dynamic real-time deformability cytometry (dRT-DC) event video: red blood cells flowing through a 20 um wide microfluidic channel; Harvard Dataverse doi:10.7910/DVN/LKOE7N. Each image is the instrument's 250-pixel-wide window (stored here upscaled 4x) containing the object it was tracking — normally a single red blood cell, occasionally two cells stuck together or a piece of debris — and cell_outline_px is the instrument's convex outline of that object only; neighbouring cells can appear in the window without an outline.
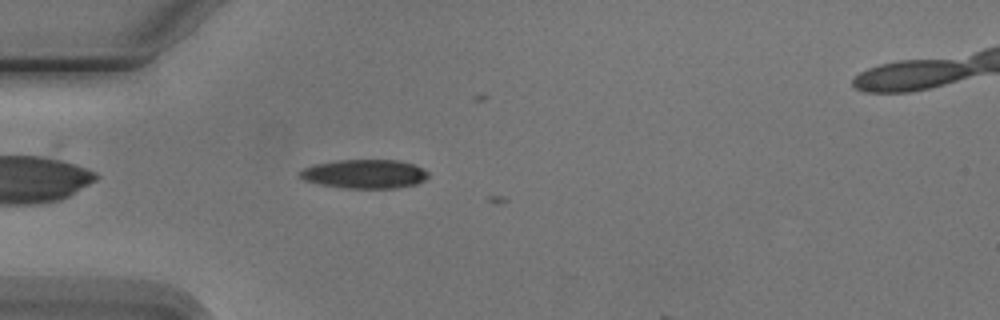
{"species": "Egyptian fruit bat (a non-hibernating species)", "species_latin": "Rousettus aegyptiacus", "temperature_condition": "cold", "stored_images_in_passage": 4, "camera_frame_rate_fps": 3000, "um_per_image_px": 0.085, "animal": {"sex": "male"}, "frame": {"image": 1, "passage_image": 3, "time_ms": 3.0, "image_size_px": [1000, 320], "cell_outline_px": [[428, 176], [424, 180], [416, 184], [396, 188], [344, 188], [320, 184], [304, 180], [300, 176], [300, 172], [304, 168], [312, 164], [336, 160], [396, 160], [412, 164], [428, 172]], "centroid_in_image_um": [30.97, 14.78], "position_along_channel_um": 54.0, "area_um2": 21.5}}